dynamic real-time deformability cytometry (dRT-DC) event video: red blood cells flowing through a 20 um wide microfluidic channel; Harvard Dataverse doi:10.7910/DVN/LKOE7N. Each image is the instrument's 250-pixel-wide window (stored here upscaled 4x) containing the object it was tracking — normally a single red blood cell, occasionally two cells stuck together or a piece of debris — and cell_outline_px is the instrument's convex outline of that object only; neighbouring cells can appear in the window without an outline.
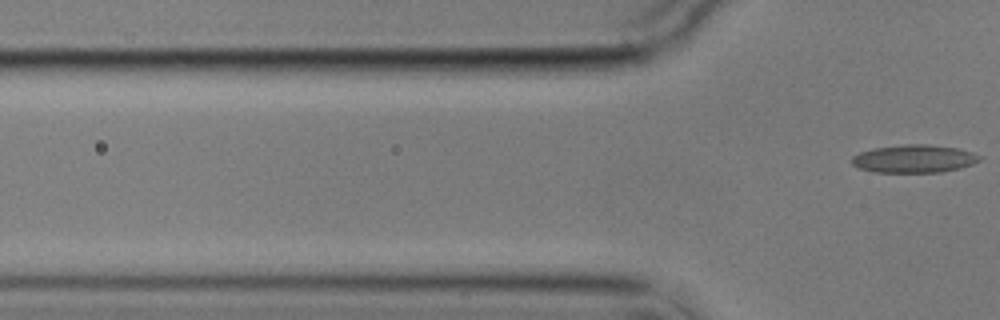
{"species": "common noctule bat (a hibernating species)", "species_latin": "Nyctalus noctula", "temperature_condition": "cold", "stored_images_in_passage": 4, "camera_frame_rate_fps": 3000, "um_per_image_px": 0.085, "animal": {"sex": "male", "body_mass_g": 17.9}, "frame": {"image": 1, "passage_image": 4, "time_ms": 4.667, "image_size_px": [1000, 320], "cell_outline_px": [[980, 160], [972, 164], [960, 168], [940, 172], [872, 172], [860, 168], [852, 164], [852, 156], [860, 152], [872, 148], [904, 144], [928, 144], [956, 148], [972, 152], [980, 156]], "centroid_in_image_um": [77.67, 13.49], "position_along_channel_um": 48.1, "area_um2": 20.75}}